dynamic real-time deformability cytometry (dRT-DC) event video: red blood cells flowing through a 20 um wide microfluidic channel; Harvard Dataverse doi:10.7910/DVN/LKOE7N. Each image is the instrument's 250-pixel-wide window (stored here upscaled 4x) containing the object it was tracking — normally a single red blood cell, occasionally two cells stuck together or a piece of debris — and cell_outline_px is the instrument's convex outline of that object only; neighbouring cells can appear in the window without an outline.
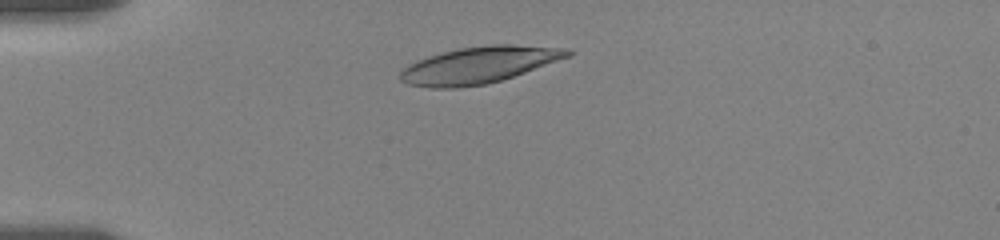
{"species": "human", "species_latin": "Homo sapiens", "temperature_condition": "room temperature", "stored_images_in_passage": 21, "camera_frame_rate_fps": 3000, "um_per_image_px": 0.085, "donor": {"sex": "female"}, "frame": {"image": 1, "passage_image": 5, "time_ms": 2.333, "image_size_px": [1000, 240], "cell_outline_px": [[576, 52], [572, 56], [488, 84], [456, 88], [428, 88], [408, 84], [400, 80], [400, 72], [408, 64], [416, 60], [428, 56], [460, 48], [488, 44], [512, 44], [568, 48]], "centroid_in_image_um": [40.73, 5.52], "position_along_channel_um": 44.3, "area_um2": 35.89}}
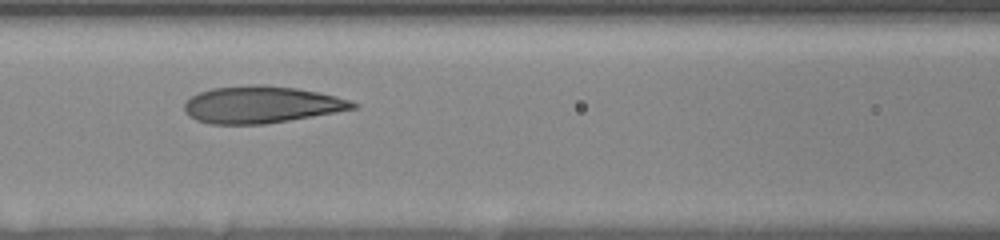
{"frame": {"image": 2, "passage_image": 14, "time_ms": 6.0, "image_size_px": [1000, 240], "cell_outline_px": [[360, 108], [264, 124], [208, 124], [196, 120], [188, 116], [184, 112], [184, 104], [192, 96], [200, 92], [212, 88], [252, 84], [264, 84], [296, 88], [336, 96], [352, 100], [360, 104]], "centroid_in_image_um": [22.23, 8.89], "position_along_channel_um": 144.4, "area_um2": 36.47}}
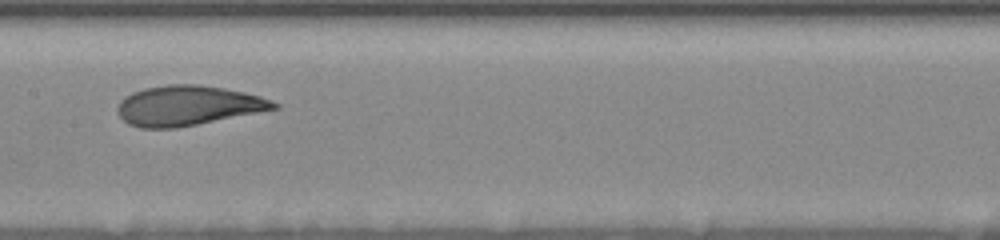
{"frame": {"image": 3, "passage_image": 19, "time_ms": 7.333, "image_size_px": [1000, 240], "cell_outline_px": [[280, 108], [176, 128], [140, 128], [128, 124], [120, 116], [116, 108], [120, 100], [124, 96], [132, 92], [144, 88], [168, 84], [200, 84], [224, 88], [244, 92], [260, 96], [272, 100], [280, 104]], "centroid_in_image_um": [15.96, 8.97], "position_along_channel_um": 191.4, "area_um2": 36.47}}